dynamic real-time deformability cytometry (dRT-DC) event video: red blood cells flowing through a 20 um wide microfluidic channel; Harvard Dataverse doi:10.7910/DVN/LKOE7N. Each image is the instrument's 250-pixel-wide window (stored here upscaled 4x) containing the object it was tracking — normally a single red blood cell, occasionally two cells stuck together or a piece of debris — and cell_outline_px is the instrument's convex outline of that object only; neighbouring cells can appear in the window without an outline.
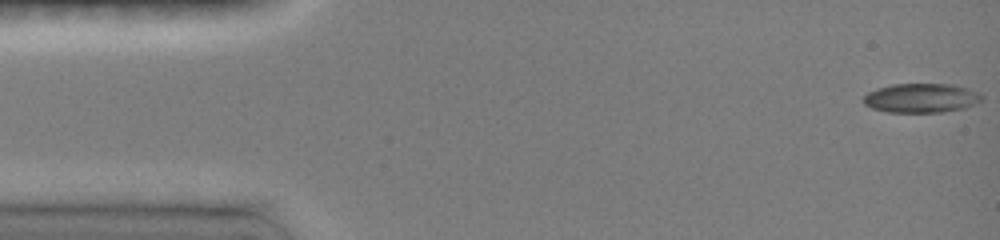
{"species": "common noctule bat (a hibernating species)", "species_latin": "Nyctalus noctula", "temperature_condition": "room temperature", "stored_images_in_passage": 43, "camera_frame_rate_fps": 3000, "um_per_image_px": 0.085, "animal": {"sex": "female", "body_mass_g": 19.0, "forearm_length_mm": 51.5}, "frame": {"image": 1, "passage_image": 1, "time_ms": 0.0, "image_size_px": [1000, 240], "cell_outline_px": [[984, 100], [964, 108], [944, 112], [888, 112], [872, 108], [864, 104], [864, 96], [868, 92], [876, 88], [892, 84], [952, 84], [968, 88], [980, 92], [984, 96]], "centroid_in_image_um": [78.35, 8.33], "position_along_channel_um": 6.7, "area_um2": 20.35}}
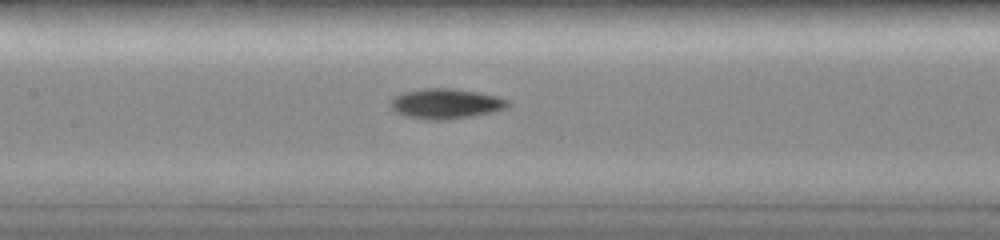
{"frame": {"image": 2, "passage_image": 22, "time_ms": 7.0, "image_size_px": [1000, 240], "cell_outline_px": [[512, 104], [504, 108], [492, 112], [472, 116], [448, 120], [428, 120], [408, 116], [396, 112], [392, 108], [392, 100], [396, 96], [404, 92], [424, 88], [448, 88], [476, 92], [496, 96], [508, 100]], "centroid_in_image_um": [37.92, 8.82], "position_along_channel_um": 169.5, "area_um2": 20.29}}
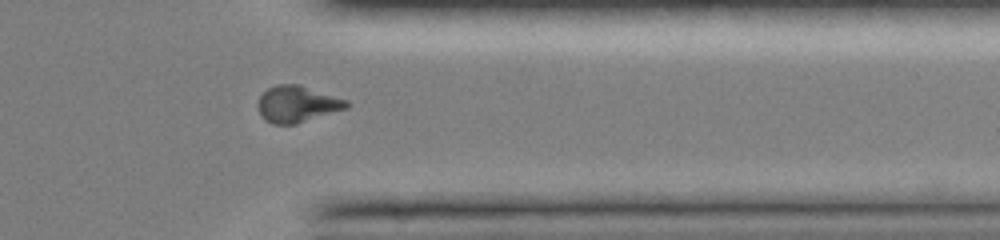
{"frame": {"image": 3, "passage_image": 38, "time_ms": 12.333, "image_size_px": [1000, 240], "cell_outline_px": [[348, 108], [296, 124], [272, 124], [264, 120], [260, 116], [256, 104], [260, 96], [268, 88], [276, 84], [296, 84], [348, 100]], "centroid_in_image_um": [25.21, 8.86], "position_along_channel_um": 386.2, "area_um2": 18.84}}